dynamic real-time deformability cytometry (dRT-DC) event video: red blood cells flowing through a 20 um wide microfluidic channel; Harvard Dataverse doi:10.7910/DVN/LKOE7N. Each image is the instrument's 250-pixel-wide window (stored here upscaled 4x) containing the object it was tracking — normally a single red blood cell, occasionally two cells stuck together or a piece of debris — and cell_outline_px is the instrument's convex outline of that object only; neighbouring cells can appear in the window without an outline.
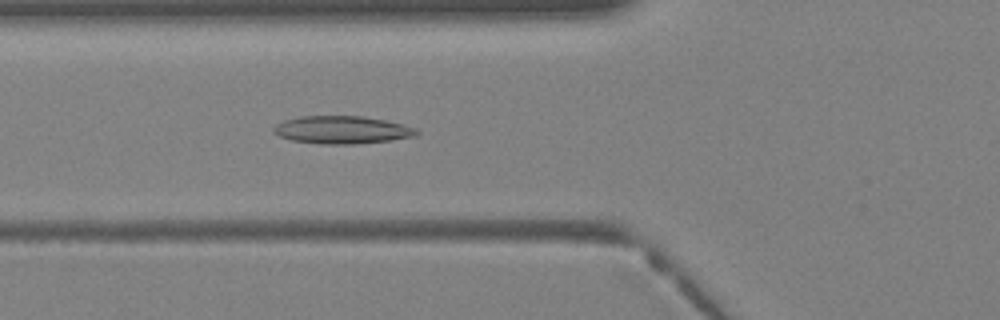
{"species": "Egyptian fruit bat (a non-hibernating species)", "species_latin": "Rousettus aegyptiacus", "temperature_condition": "warm", "stored_images_in_passage": 29, "camera_frame_rate_fps": 3000, "um_per_image_px": 0.085, "animal": {"sex": "female"}, "frame": {"image": 1, "passage_image": 5, "time_ms": 1.333, "image_size_px": [1000, 320], "cell_outline_px": [[420, 132], [416, 136], [392, 140], [352, 144], [324, 144], [292, 140], [280, 136], [272, 132], [272, 128], [276, 124], [284, 120], [300, 116], [360, 116], [384, 120], [416, 128]], "centroid_in_image_um": [29.05, 11.04], "position_along_channel_um": 96.7, "area_um2": 23.0}}
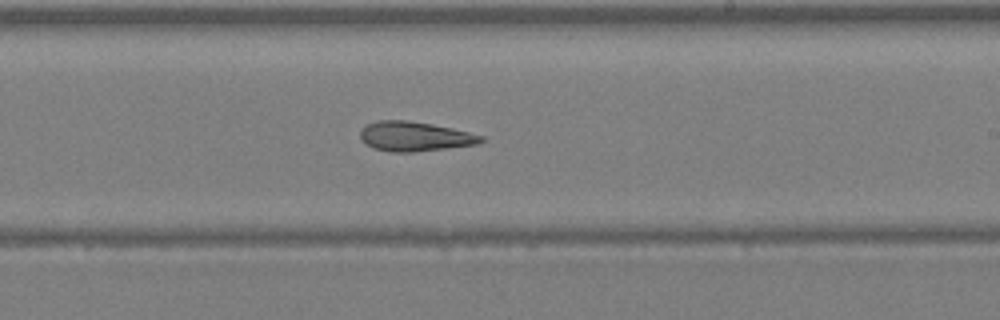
{"frame": {"image": 2, "passage_image": 14, "time_ms": 4.333, "image_size_px": [1000, 320], "cell_outline_px": [[484, 140], [476, 144], [412, 152], [392, 152], [372, 148], [360, 136], [360, 132], [368, 124], [376, 120], [408, 120], [432, 124], [452, 128], [484, 136]], "centroid_in_image_um": [35.25, 11.59], "position_along_channel_um": 253.8, "area_um2": 20.52}}
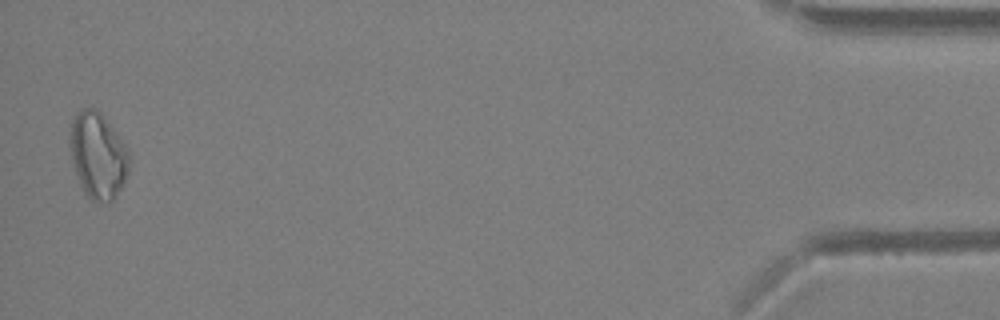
{"frame": {"image": 3, "passage_image": 29, "time_ms": 9.333, "image_size_px": [1000, 320], "cell_outline_px": [[132, 160], [128, 172], [120, 188], [112, 200], [92, 200], [84, 192], [80, 184], [72, 160], [68, 144], [68, 124], [76, 112], [80, 108], [96, 108], [104, 116], [124, 144]], "centroid_in_image_um": [8.28, 13.13], "position_along_channel_um": 426.9, "area_um2": 29.88}}